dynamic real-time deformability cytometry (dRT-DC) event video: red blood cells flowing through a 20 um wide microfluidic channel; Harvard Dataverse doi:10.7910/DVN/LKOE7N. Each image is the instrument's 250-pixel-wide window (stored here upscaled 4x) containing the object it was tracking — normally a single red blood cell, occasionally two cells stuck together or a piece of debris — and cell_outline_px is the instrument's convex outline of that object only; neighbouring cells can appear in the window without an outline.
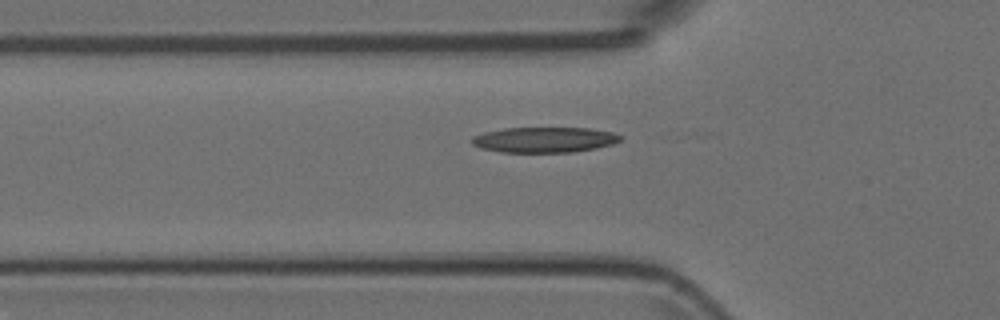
{"species": "Egyptian fruit bat (a non-hibernating species)", "species_latin": "Rousettus aegyptiacus", "temperature_condition": "room temperature", "stored_images_in_passage": 7, "camera_frame_rate_fps": 3000, "um_per_image_px": 0.085, "animal": {"sex": "female"}, "frame": {"image": 1, "passage_image": 5, "time_ms": 1.333, "image_size_px": [1000, 320], "cell_outline_px": [[624, 136], [620, 140], [612, 144], [596, 148], [572, 152], [500, 152], [480, 148], [472, 144], [472, 136], [484, 132], [504, 128], [588, 128], [612, 132]], "centroid_in_image_um": [46.26, 11.88], "position_along_channel_um": 79.5, "area_um2": 22.02}}
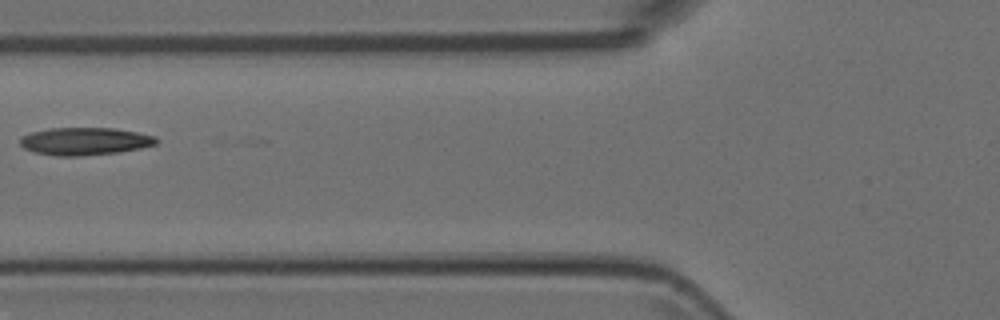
{"frame": {"image": 2, "passage_image": 6, "time_ms": 1.667, "image_size_px": [1000, 320], "cell_outline_px": [[160, 140], [156, 144], [140, 148], [116, 152], [80, 156], [56, 156], [32, 152], [24, 148], [20, 144], [20, 136], [32, 132], [52, 128], [112, 128], [136, 132], [156, 136]], "centroid_in_image_um": [7.19, 12.01], "position_along_channel_um": 118.6, "area_um2": 21.91}}
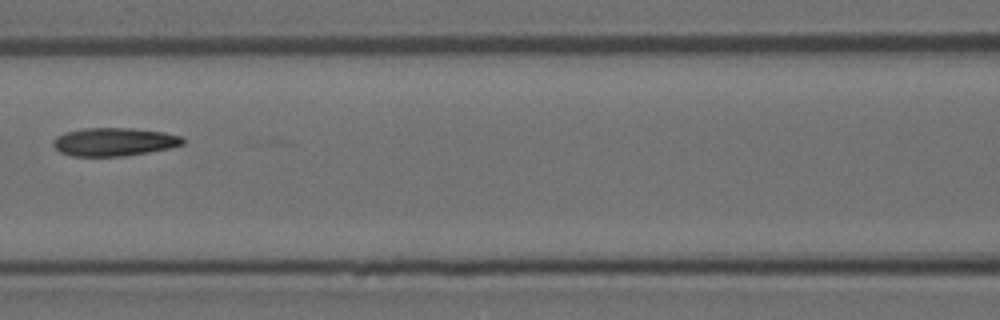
{"frame": {"image": 3, "passage_image": 7, "time_ms": 2.0, "image_size_px": [1000, 320], "cell_outline_px": [[184, 144], [168, 148], [148, 152], [124, 156], [72, 156], [60, 152], [52, 144], [52, 140], [56, 136], [64, 132], [84, 128], [132, 128], [164, 132], [180, 136], [184, 140]], "centroid_in_image_um": [9.66, 12.05], "position_along_channel_um": 156.9, "area_um2": 21.33}}